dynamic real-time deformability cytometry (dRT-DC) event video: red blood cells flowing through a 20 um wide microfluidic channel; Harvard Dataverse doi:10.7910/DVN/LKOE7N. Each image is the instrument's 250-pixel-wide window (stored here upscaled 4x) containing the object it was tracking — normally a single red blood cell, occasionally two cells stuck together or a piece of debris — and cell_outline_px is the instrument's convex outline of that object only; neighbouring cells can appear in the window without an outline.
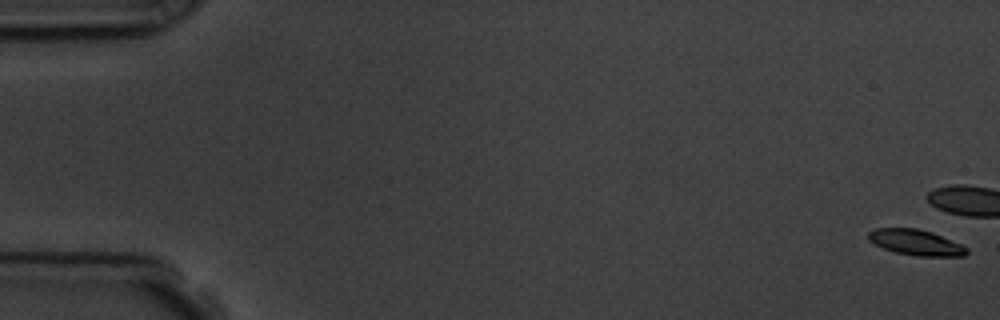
{"species": "common noctule bat (a hibernating species)", "species_latin": "Nyctalus noctula", "temperature_condition": "room temperature", "stored_images_in_passage": 12, "camera_frame_rate_fps": 3000, "um_per_image_px": 0.085, "animal": {"sex": "male", "body_mass_g": 19.5, "forearm_length_mm": 54.6}, "frame": {"image": 1, "passage_image": 1, "time_ms": 0.0, "image_size_px": [1000, 320], "cell_outline_px": [[968, 252], [964, 256], [916, 256], [896, 252], [884, 248], [868, 240], [868, 232], [876, 228], [916, 228], [932, 232], [960, 244], [968, 248]], "centroid_in_image_um": [77.85, 20.6], "position_along_channel_um": 7.1, "area_um2": 14.57}}